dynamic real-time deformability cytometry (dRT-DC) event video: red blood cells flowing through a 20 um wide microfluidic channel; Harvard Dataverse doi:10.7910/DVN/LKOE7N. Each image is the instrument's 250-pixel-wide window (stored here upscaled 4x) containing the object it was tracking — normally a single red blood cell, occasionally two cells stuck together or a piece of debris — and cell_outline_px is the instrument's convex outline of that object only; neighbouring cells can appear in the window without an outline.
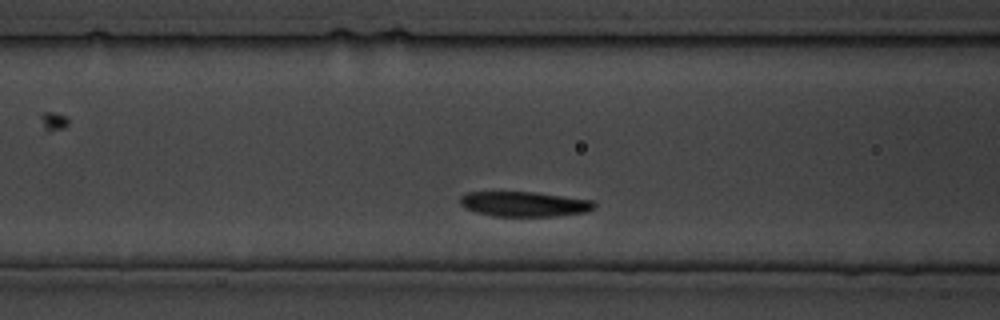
{"species": "common noctule bat (a hibernating species)", "species_latin": "Nyctalus noctula", "temperature_condition": "cold", "stored_images_in_passage": 13, "camera_frame_rate_fps": 3000, "um_per_image_px": 0.085, "animal": {"sex": "male", "body_mass_g": 19.5, "forearm_length_mm": 54.6}, "frame": {"image": 1, "passage_image": 4, "time_ms": 4.333, "image_size_px": [1000, 320], "cell_outline_px": [[596, 208], [588, 212], [556, 216], [492, 216], [476, 212], [464, 208], [460, 204], [460, 196], [468, 192], [536, 192], [592, 200], [596, 204]], "centroid_in_image_um": [44.58, 17.35], "position_along_channel_um": 122.0, "area_um2": 19.71}}
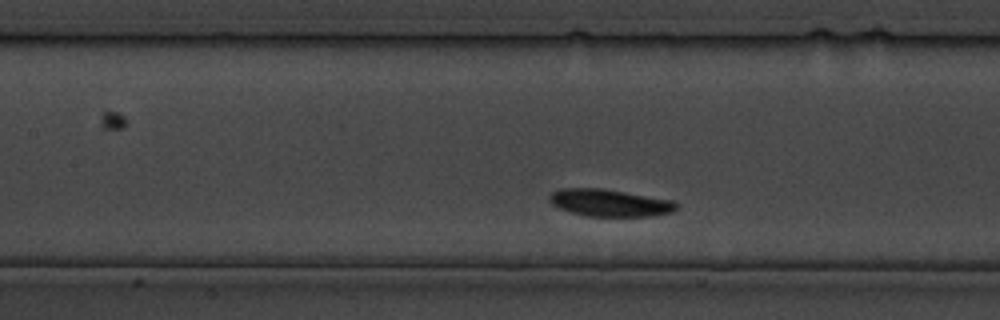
{"frame": {"image": 2, "passage_image": 6, "time_ms": 6.667, "image_size_px": [1000, 320], "cell_outline_px": [[680, 204], [672, 212], [648, 216], [588, 216], [572, 212], [560, 208], [552, 204], [548, 200], [548, 196], [552, 192], [560, 188], [600, 188], [676, 200]], "centroid_in_image_um": [51.85, 17.23], "position_along_channel_um": 155.6, "area_um2": 20.17}}
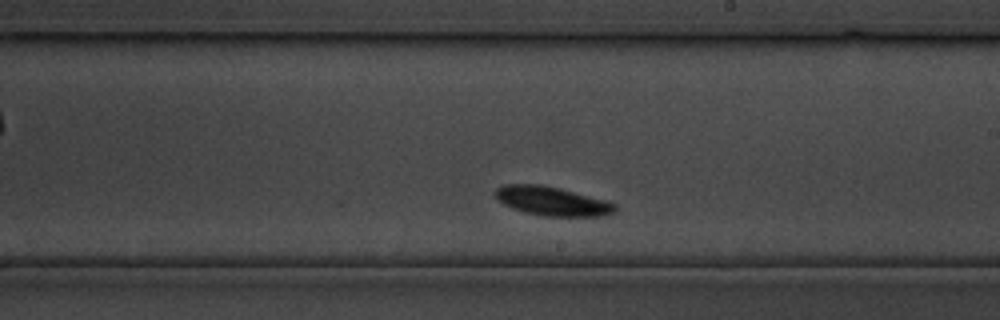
{"frame": {"image": 3, "passage_image": 11, "time_ms": 12.667, "image_size_px": [1000, 320], "cell_outline_px": [[616, 212], [600, 216], [544, 216], [512, 208], [496, 200], [492, 192], [496, 188], [504, 184], [540, 184], [560, 188], [608, 200], [616, 204]], "centroid_in_image_um": [46.91, 17.08], "position_along_channel_um": 242.1, "area_um2": 20.46}}